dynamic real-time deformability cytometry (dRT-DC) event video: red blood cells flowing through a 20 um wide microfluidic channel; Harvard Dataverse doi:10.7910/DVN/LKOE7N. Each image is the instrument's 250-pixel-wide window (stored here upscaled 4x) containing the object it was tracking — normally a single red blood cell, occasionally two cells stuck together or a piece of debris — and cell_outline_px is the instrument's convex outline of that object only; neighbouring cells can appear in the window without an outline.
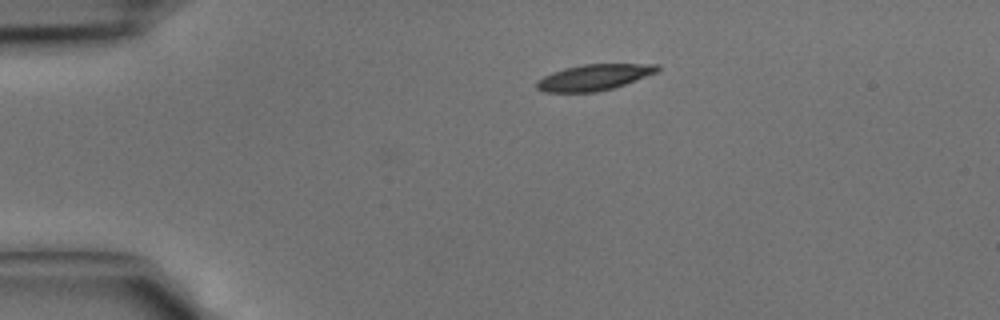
{"species": "common noctule bat (a hibernating species)", "species_latin": "Nyctalus noctula", "temperature_condition": "cold", "stored_images_in_passage": 9, "camera_frame_rate_fps": 3000, "um_per_image_px": 0.085, "animal": {"sex": "male", "body_mass_g": 15.6}, "frame": {"image": 1, "passage_image": 1, "time_ms": 0.0, "image_size_px": [1000, 320], "cell_outline_px": [[660, 68], [656, 72], [624, 84], [612, 88], [596, 92], [544, 92], [536, 88], [536, 80], [552, 72], [564, 68], [584, 64], [660, 64]], "centroid_in_image_um": [50.44, 6.57], "position_along_channel_um": 34.6, "area_um2": 18.15}}